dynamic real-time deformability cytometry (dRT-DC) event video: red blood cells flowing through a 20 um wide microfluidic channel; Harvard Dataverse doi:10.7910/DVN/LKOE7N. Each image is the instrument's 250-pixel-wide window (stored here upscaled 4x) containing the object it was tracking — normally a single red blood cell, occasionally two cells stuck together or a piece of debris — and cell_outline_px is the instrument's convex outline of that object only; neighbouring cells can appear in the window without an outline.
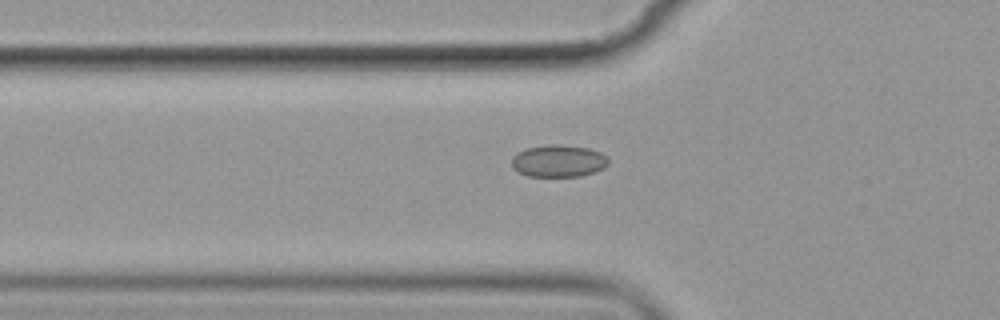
{"species": "common noctule bat (a hibernating species)", "species_latin": "Nyctalus noctula", "temperature_condition": "cold", "stored_images_in_passage": 7, "camera_frame_rate_fps": 3000, "um_per_image_px": 0.085, "animal": {"sex": "female", "body_mass_g": 19.9}, "frame": {"image": 1, "passage_image": 6, "time_ms": 6.667, "image_size_px": [1000, 320], "cell_outline_px": [[608, 164], [604, 168], [596, 172], [580, 176], [528, 176], [512, 168], [512, 156], [516, 152], [524, 148], [548, 144], [560, 144], [588, 148], [600, 152], [608, 156]], "centroid_in_image_um": [47.47, 13.67], "position_along_channel_um": 78.3, "area_um2": 18.38}}
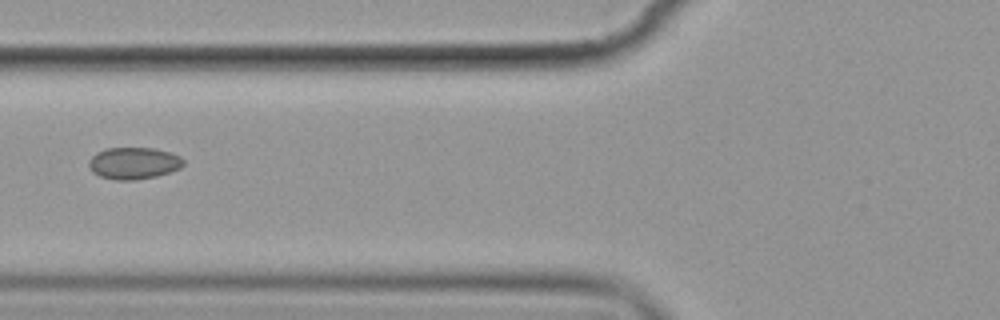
{"frame": {"image": 2, "passage_image": 7, "time_ms": 7.667, "image_size_px": [1000, 320], "cell_outline_px": [[184, 164], [180, 168], [156, 176], [136, 180], [116, 180], [100, 176], [92, 172], [88, 164], [88, 160], [96, 152], [104, 148], [152, 148], [172, 152], [180, 156], [184, 160]], "centroid_in_image_um": [11.35, 13.86], "position_along_channel_um": 114.4, "area_um2": 17.69}}